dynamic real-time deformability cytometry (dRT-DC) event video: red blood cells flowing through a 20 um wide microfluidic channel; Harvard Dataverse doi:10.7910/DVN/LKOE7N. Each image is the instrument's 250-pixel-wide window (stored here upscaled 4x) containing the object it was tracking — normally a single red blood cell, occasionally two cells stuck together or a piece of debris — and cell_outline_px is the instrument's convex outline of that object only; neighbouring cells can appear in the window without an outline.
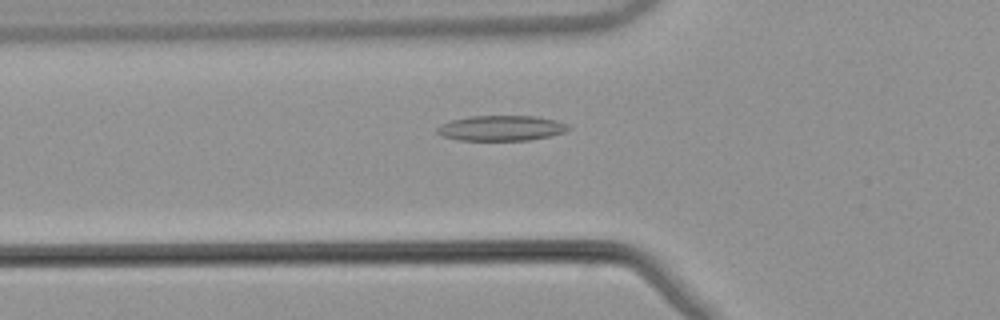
{"species": "common noctule bat (a hibernating species)", "species_latin": "Nyctalus noctula", "temperature_condition": "warm", "stored_images_in_passage": 52, "camera_frame_rate_fps": 3000, "um_per_image_px": 0.085, "animal": {"sex": "male", "body_mass_g": 21.5, "forearm_length_mm": 52.0}, "frame": {"image": 1, "passage_image": 19, "time_ms": 6.0, "image_size_px": [1000, 320], "cell_outline_px": [[572, 128], [564, 132], [552, 136], [528, 140], [456, 140], [440, 136], [436, 132], [436, 128], [440, 124], [452, 120], [468, 116], [536, 116], [556, 120], [568, 124]], "centroid_in_image_um": [42.59, 10.89], "position_along_channel_um": 83.2, "area_um2": 19.59}}
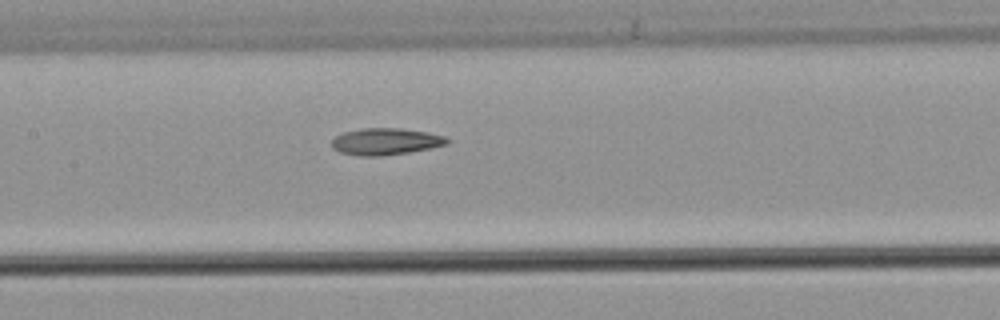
{"frame": {"image": 2, "passage_image": 26, "time_ms": 8.333, "image_size_px": [1000, 320], "cell_outline_px": [[452, 140], [448, 144], [432, 148], [408, 152], [380, 156], [360, 156], [340, 152], [332, 148], [332, 140], [336, 136], [344, 132], [360, 128], [400, 128], [428, 132], [444, 136]], "centroid_in_image_um": [32.8, 12.02], "position_along_channel_um": 174.6, "area_um2": 18.09}}
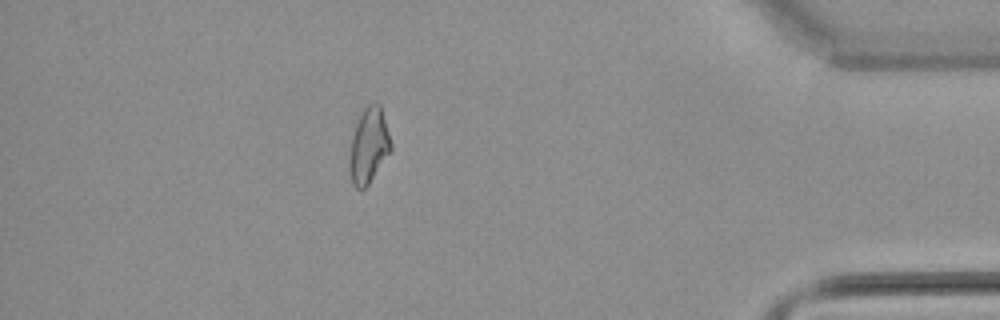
{"frame": {"image": 3, "passage_image": 47, "time_ms": 15.333, "image_size_px": [1000, 320], "cell_outline_px": [[392, 148], [368, 184], [364, 188], [356, 188], [352, 184], [352, 136], [356, 124], [364, 108], [372, 100], [376, 100], [380, 104], [392, 144]], "centroid_in_image_um": [31.39, 12.28], "position_along_channel_um": 403.8, "area_um2": 17.34}, "authors_computed_cell_mechanics": {"area_um2": 18.2648, "velocity_mm_per_s": 3.8942, "shape_relaxation_time_tau1_ms": null, "shape_relaxation_time_tau2_ms": 10.7217, "deformation_change_tau1": null, "deformation_change_tau2": 0.2318}}